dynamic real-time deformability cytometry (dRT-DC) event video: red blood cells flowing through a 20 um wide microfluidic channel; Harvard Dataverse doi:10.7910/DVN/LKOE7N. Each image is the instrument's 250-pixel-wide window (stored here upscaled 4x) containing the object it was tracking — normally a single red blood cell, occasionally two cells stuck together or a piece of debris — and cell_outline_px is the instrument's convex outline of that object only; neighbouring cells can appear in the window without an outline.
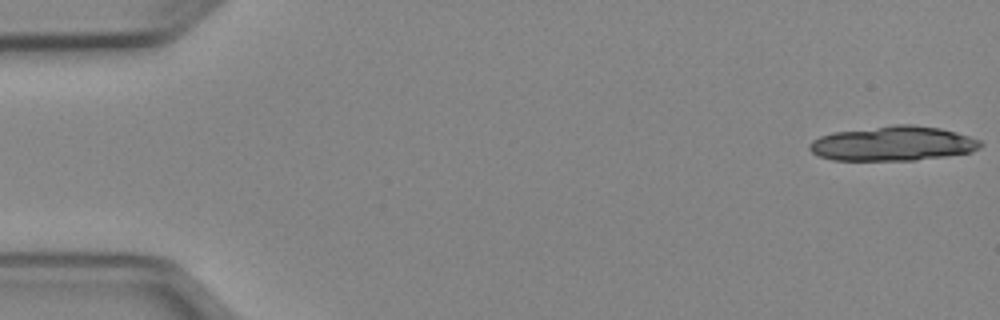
{"species": "Egyptian fruit bat (a non-hibernating species)", "species_latin": "Rousettus aegyptiacus", "temperature_condition": "cold", "stored_images_in_passage": 15, "camera_frame_rate_fps": 3000, "um_per_image_px": 0.085, "animal": {"sex": "female"}, "frame": {"image": 1, "passage_image": 1, "time_ms": 0.0, "image_size_px": [1000, 320], "cell_outline_px": [[984, 144], [980, 148], [972, 152], [948, 156], [916, 160], [832, 160], [816, 156], [808, 148], [808, 144], [812, 140], [820, 136], [832, 132], [896, 124], [912, 124], [940, 128], [956, 132], [980, 140]], "centroid_in_image_um": [75.89, 12.2], "position_along_channel_um": 9.1, "area_um2": 34.85}}